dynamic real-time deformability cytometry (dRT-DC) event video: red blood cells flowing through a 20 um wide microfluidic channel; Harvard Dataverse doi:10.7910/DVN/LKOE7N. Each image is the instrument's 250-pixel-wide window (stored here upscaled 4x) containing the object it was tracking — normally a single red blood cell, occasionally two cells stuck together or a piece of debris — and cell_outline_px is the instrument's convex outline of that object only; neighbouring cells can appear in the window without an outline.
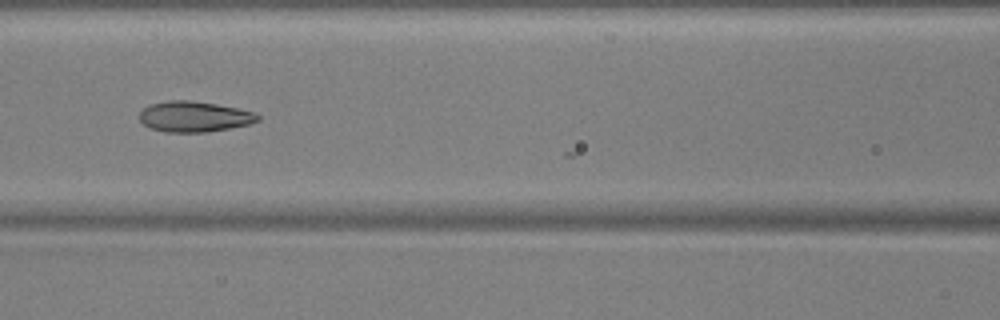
{"species": "common noctule bat (a hibernating species)", "species_latin": "Nyctalus noctula", "temperature_condition": "warm", "stored_images_in_passage": 29, "camera_frame_rate_fps": 3000, "um_per_image_px": 0.085, "animal": {"sex": "male", "body_mass_g": 17.9, "forearm_length_mm": 54.2}, "frame": {"image": 1, "passage_image": 24, "time_ms": 7.667, "image_size_px": [1000, 320], "cell_outline_px": [[260, 120], [248, 124], [208, 132], [164, 132], [152, 128], [144, 124], [140, 120], [140, 112], [148, 104], [172, 100], [188, 100], [216, 104], [236, 108], [252, 112], [260, 116]], "centroid_in_image_um": [16.49, 9.91], "position_along_channel_um": 150.1, "area_um2": 20.87}}
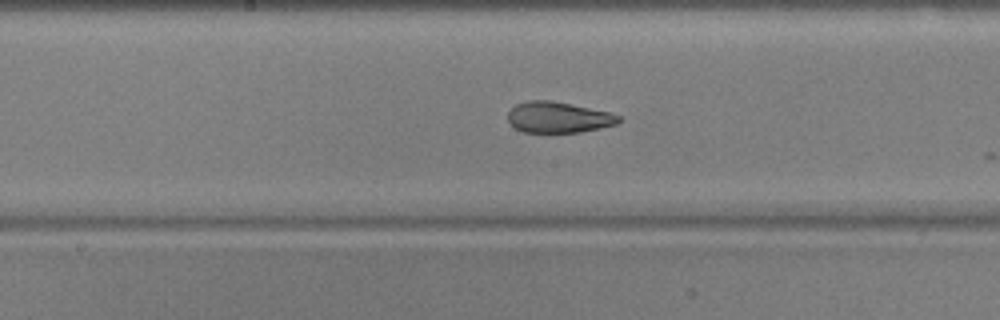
{"frame": {"image": 2, "passage_image": 28, "time_ms": 9.0, "image_size_px": [1000, 320], "cell_outline_px": [[620, 120], [616, 124], [600, 128], [580, 132], [524, 132], [516, 128], [508, 120], [508, 112], [516, 104], [528, 100], [552, 100], [608, 112], [620, 116]], "centroid_in_image_um": [47.44, 9.97], "position_along_channel_um": 200.8, "area_um2": 19.77}}